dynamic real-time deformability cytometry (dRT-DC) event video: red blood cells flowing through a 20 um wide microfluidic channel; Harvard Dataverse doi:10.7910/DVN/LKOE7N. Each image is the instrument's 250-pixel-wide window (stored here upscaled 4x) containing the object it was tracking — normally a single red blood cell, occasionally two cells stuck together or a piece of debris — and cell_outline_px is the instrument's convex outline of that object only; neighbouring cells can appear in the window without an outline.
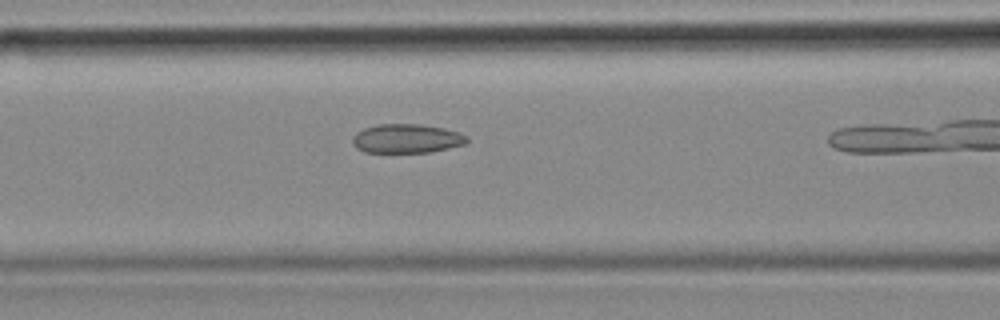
{"species": "common noctule bat (a hibernating species)", "species_latin": "Nyctalus noctula", "temperature_condition": "cold", "stored_images_in_passage": 30, "camera_frame_rate_fps": 3000, "um_per_image_px": 0.085, "animal": {"sex": "female", "body_mass_g": 18.4}, "frame": {"image": 1, "passage_image": 9, "time_ms": 2.667, "image_size_px": [1000, 320], "cell_outline_px": [[468, 140], [464, 144], [448, 148], [428, 152], [364, 152], [356, 148], [352, 144], [352, 136], [356, 132], [364, 128], [380, 124], [424, 124], [444, 128], [460, 132], [468, 136]], "centroid_in_image_um": [34.55, 11.77], "position_along_channel_um": 132.0, "area_um2": 19.48}}